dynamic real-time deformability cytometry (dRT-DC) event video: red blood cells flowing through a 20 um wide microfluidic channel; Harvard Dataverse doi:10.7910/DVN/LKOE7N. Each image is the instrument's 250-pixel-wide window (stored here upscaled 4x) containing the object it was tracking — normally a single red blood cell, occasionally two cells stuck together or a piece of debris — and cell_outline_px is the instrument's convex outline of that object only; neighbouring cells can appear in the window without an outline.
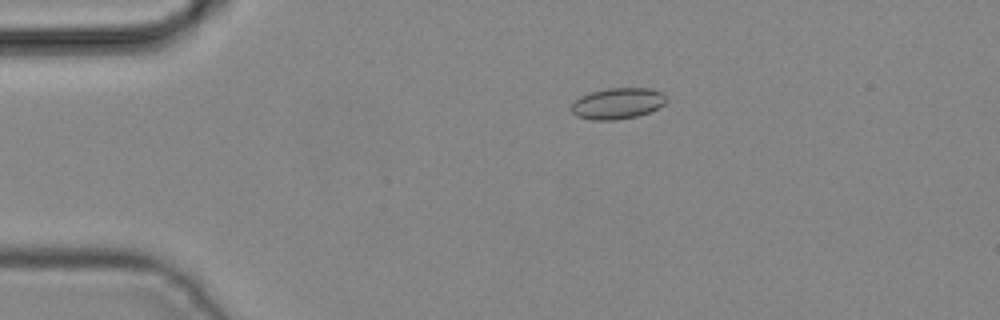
{"species": "common noctule bat (a hibernating species)", "species_latin": "Nyctalus noctula", "temperature_condition": "cold", "stored_images_in_passage": 4, "camera_frame_rate_fps": 3000, "um_per_image_px": 0.085, "animal": {"sex": "male", "body_mass_g": 19.2, "forearm_length_mm": 51.8}, "frame": {"image": 1, "passage_image": 4, "time_ms": 1.0, "image_size_px": [1000, 320], "cell_outline_px": [[668, 100], [664, 104], [648, 112], [636, 116], [616, 120], [592, 120], [576, 116], [572, 112], [572, 104], [580, 96], [592, 92], [608, 88], [652, 88], [664, 92]], "centroid_in_image_um": [52.52, 8.78], "position_along_channel_um": 32.5, "area_um2": 17.22}}